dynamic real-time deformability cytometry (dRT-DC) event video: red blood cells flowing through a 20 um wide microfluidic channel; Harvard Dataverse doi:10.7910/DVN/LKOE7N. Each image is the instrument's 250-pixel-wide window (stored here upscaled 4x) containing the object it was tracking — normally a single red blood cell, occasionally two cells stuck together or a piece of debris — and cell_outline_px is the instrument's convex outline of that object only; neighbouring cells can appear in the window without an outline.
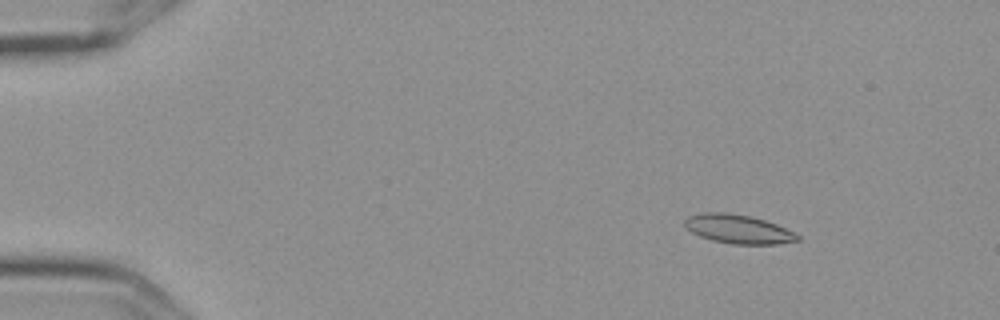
{"species": "Egyptian fruit bat (a non-hibernating species)", "species_latin": "Rousettus aegyptiacus", "temperature_condition": "cold", "stored_images_in_passage": 5, "camera_frame_rate_fps": 3000, "um_per_image_px": 0.085, "frame": {"image": 1, "passage_image": 3, "time_ms": 0.667, "image_size_px": [1000, 320], "cell_outline_px": [[800, 240], [776, 244], [732, 244], [712, 240], [700, 236], [692, 232], [684, 224], [684, 220], [688, 216], [700, 212], [728, 212], [752, 216], [776, 224], [800, 236]], "centroid_in_image_um": [62.72, 19.46], "position_along_channel_um": 22.3, "area_um2": 18.96}}
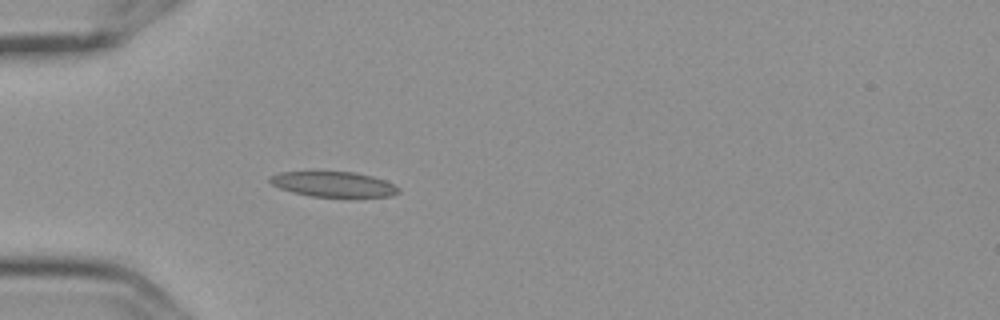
{"frame": {"image": 2, "passage_image": 5, "time_ms": 1.333, "image_size_px": [1000, 320], "cell_outline_px": [[400, 192], [392, 196], [312, 196], [292, 192], [280, 188], [272, 184], [268, 180], [272, 176], [280, 172], [356, 172], [372, 176], [384, 180], [400, 188]], "centroid_in_image_um": [28.36, 15.65], "position_along_channel_um": 56.6, "area_um2": 18.55}}